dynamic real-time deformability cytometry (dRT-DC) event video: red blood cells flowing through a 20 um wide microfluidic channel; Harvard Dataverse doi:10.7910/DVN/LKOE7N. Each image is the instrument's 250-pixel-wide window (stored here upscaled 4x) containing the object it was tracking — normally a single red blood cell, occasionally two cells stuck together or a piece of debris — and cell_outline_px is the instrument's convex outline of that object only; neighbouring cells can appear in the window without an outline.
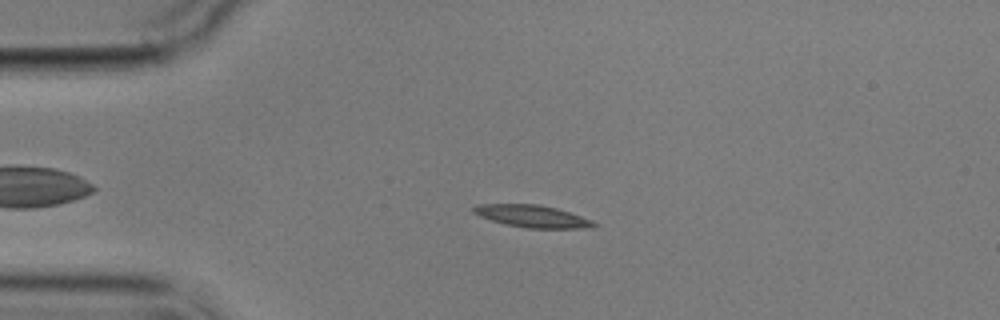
{"species": "common noctule bat (a hibernating species)", "species_latin": "Nyctalus noctula", "temperature_condition": "cold", "stored_images_in_passage": 4, "camera_frame_rate_fps": 3000, "um_per_image_px": 0.085, "animal": {"sex": "male", "body_mass_g": 17.9}, "frame": {"image": 1, "passage_image": 4, "time_ms": 3.667, "image_size_px": [1000, 320], "cell_outline_px": [[600, 224], [596, 228], [528, 228], [504, 224], [480, 216], [472, 212], [472, 208], [476, 204], [540, 204], [556, 208], [592, 220]], "centroid_in_image_um": [45.27, 18.38], "position_along_channel_um": 39.7, "area_um2": 15.66}}